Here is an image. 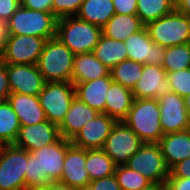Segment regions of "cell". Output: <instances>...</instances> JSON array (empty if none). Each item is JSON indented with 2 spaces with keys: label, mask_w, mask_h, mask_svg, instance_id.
<instances>
[{
  "label": "cell",
  "mask_w": 190,
  "mask_h": 190,
  "mask_svg": "<svg viewBox=\"0 0 190 190\" xmlns=\"http://www.w3.org/2000/svg\"><path fill=\"white\" fill-rule=\"evenodd\" d=\"M143 144L124 121H117L101 149L120 166L126 165Z\"/></svg>",
  "instance_id": "10"
},
{
  "label": "cell",
  "mask_w": 190,
  "mask_h": 190,
  "mask_svg": "<svg viewBox=\"0 0 190 190\" xmlns=\"http://www.w3.org/2000/svg\"><path fill=\"white\" fill-rule=\"evenodd\" d=\"M86 150L70 145L67 148L62 175L59 184L72 190H81L89 186L90 178L85 168Z\"/></svg>",
  "instance_id": "16"
},
{
  "label": "cell",
  "mask_w": 190,
  "mask_h": 190,
  "mask_svg": "<svg viewBox=\"0 0 190 190\" xmlns=\"http://www.w3.org/2000/svg\"><path fill=\"white\" fill-rule=\"evenodd\" d=\"M162 67L166 72L190 68V43L167 47Z\"/></svg>",
  "instance_id": "32"
},
{
  "label": "cell",
  "mask_w": 190,
  "mask_h": 190,
  "mask_svg": "<svg viewBox=\"0 0 190 190\" xmlns=\"http://www.w3.org/2000/svg\"><path fill=\"white\" fill-rule=\"evenodd\" d=\"M84 0H53L52 13L57 19L76 16Z\"/></svg>",
  "instance_id": "35"
},
{
  "label": "cell",
  "mask_w": 190,
  "mask_h": 190,
  "mask_svg": "<svg viewBox=\"0 0 190 190\" xmlns=\"http://www.w3.org/2000/svg\"><path fill=\"white\" fill-rule=\"evenodd\" d=\"M109 73L110 69L98 60L92 52L76 54L74 56L71 82L74 85L88 82L107 76Z\"/></svg>",
  "instance_id": "23"
},
{
  "label": "cell",
  "mask_w": 190,
  "mask_h": 190,
  "mask_svg": "<svg viewBox=\"0 0 190 190\" xmlns=\"http://www.w3.org/2000/svg\"><path fill=\"white\" fill-rule=\"evenodd\" d=\"M81 190H121L115 175L110 177L93 180L89 186Z\"/></svg>",
  "instance_id": "36"
},
{
  "label": "cell",
  "mask_w": 190,
  "mask_h": 190,
  "mask_svg": "<svg viewBox=\"0 0 190 190\" xmlns=\"http://www.w3.org/2000/svg\"><path fill=\"white\" fill-rule=\"evenodd\" d=\"M170 91L167 72L163 67L143 65V73L132 89L134 99H158Z\"/></svg>",
  "instance_id": "18"
},
{
  "label": "cell",
  "mask_w": 190,
  "mask_h": 190,
  "mask_svg": "<svg viewBox=\"0 0 190 190\" xmlns=\"http://www.w3.org/2000/svg\"><path fill=\"white\" fill-rule=\"evenodd\" d=\"M175 7L180 13L190 16V0H181Z\"/></svg>",
  "instance_id": "44"
},
{
  "label": "cell",
  "mask_w": 190,
  "mask_h": 190,
  "mask_svg": "<svg viewBox=\"0 0 190 190\" xmlns=\"http://www.w3.org/2000/svg\"><path fill=\"white\" fill-rule=\"evenodd\" d=\"M116 14L136 15L137 0H112Z\"/></svg>",
  "instance_id": "38"
},
{
  "label": "cell",
  "mask_w": 190,
  "mask_h": 190,
  "mask_svg": "<svg viewBox=\"0 0 190 190\" xmlns=\"http://www.w3.org/2000/svg\"><path fill=\"white\" fill-rule=\"evenodd\" d=\"M145 27L150 39L165 48L190 43V16L176 8Z\"/></svg>",
  "instance_id": "6"
},
{
  "label": "cell",
  "mask_w": 190,
  "mask_h": 190,
  "mask_svg": "<svg viewBox=\"0 0 190 190\" xmlns=\"http://www.w3.org/2000/svg\"><path fill=\"white\" fill-rule=\"evenodd\" d=\"M113 82L111 74L83 83H76V97L95 109L99 113H105L106 95Z\"/></svg>",
  "instance_id": "19"
},
{
  "label": "cell",
  "mask_w": 190,
  "mask_h": 190,
  "mask_svg": "<svg viewBox=\"0 0 190 190\" xmlns=\"http://www.w3.org/2000/svg\"><path fill=\"white\" fill-rule=\"evenodd\" d=\"M6 38H7L6 25L5 23L0 22V60L2 59L4 54Z\"/></svg>",
  "instance_id": "43"
},
{
  "label": "cell",
  "mask_w": 190,
  "mask_h": 190,
  "mask_svg": "<svg viewBox=\"0 0 190 190\" xmlns=\"http://www.w3.org/2000/svg\"><path fill=\"white\" fill-rule=\"evenodd\" d=\"M143 27L137 15L115 14L102 27V34L114 40L125 41Z\"/></svg>",
  "instance_id": "25"
},
{
  "label": "cell",
  "mask_w": 190,
  "mask_h": 190,
  "mask_svg": "<svg viewBox=\"0 0 190 190\" xmlns=\"http://www.w3.org/2000/svg\"><path fill=\"white\" fill-rule=\"evenodd\" d=\"M126 166L141 173L154 184H165L170 175L158 143H144Z\"/></svg>",
  "instance_id": "9"
},
{
  "label": "cell",
  "mask_w": 190,
  "mask_h": 190,
  "mask_svg": "<svg viewBox=\"0 0 190 190\" xmlns=\"http://www.w3.org/2000/svg\"><path fill=\"white\" fill-rule=\"evenodd\" d=\"M115 14L112 0H84L76 16L102 28Z\"/></svg>",
  "instance_id": "27"
},
{
  "label": "cell",
  "mask_w": 190,
  "mask_h": 190,
  "mask_svg": "<svg viewBox=\"0 0 190 190\" xmlns=\"http://www.w3.org/2000/svg\"><path fill=\"white\" fill-rule=\"evenodd\" d=\"M75 54L58 38L46 41L37 67L46 82H71Z\"/></svg>",
  "instance_id": "4"
},
{
  "label": "cell",
  "mask_w": 190,
  "mask_h": 190,
  "mask_svg": "<svg viewBox=\"0 0 190 190\" xmlns=\"http://www.w3.org/2000/svg\"><path fill=\"white\" fill-rule=\"evenodd\" d=\"M85 168L91 182L114 175L116 165L102 149H88Z\"/></svg>",
  "instance_id": "28"
},
{
  "label": "cell",
  "mask_w": 190,
  "mask_h": 190,
  "mask_svg": "<svg viewBox=\"0 0 190 190\" xmlns=\"http://www.w3.org/2000/svg\"><path fill=\"white\" fill-rule=\"evenodd\" d=\"M160 123L163 134L190 129V117L186 110L184 98L169 91L158 98Z\"/></svg>",
  "instance_id": "12"
},
{
  "label": "cell",
  "mask_w": 190,
  "mask_h": 190,
  "mask_svg": "<svg viewBox=\"0 0 190 190\" xmlns=\"http://www.w3.org/2000/svg\"><path fill=\"white\" fill-rule=\"evenodd\" d=\"M165 190H190V178L168 177Z\"/></svg>",
  "instance_id": "42"
},
{
  "label": "cell",
  "mask_w": 190,
  "mask_h": 190,
  "mask_svg": "<svg viewBox=\"0 0 190 190\" xmlns=\"http://www.w3.org/2000/svg\"><path fill=\"white\" fill-rule=\"evenodd\" d=\"M129 60L143 64L163 66L165 47L155 44L144 26L140 31L132 34L125 41Z\"/></svg>",
  "instance_id": "13"
},
{
  "label": "cell",
  "mask_w": 190,
  "mask_h": 190,
  "mask_svg": "<svg viewBox=\"0 0 190 190\" xmlns=\"http://www.w3.org/2000/svg\"><path fill=\"white\" fill-rule=\"evenodd\" d=\"M116 122L108 114L98 113L81 128L71 144L85 150L101 149Z\"/></svg>",
  "instance_id": "15"
},
{
  "label": "cell",
  "mask_w": 190,
  "mask_h": 190,
  "mask_svg": "<svg viewBox=\"0 0 190 190\" xmlns=\"http://www.w3.org/2000/svg\"><path fill=\"white\" fill-rule=\"evenodd\" d=\"M20 4V0H0V22L6 23Z\"/></svg>",
  "instance_id": "37"
},
{
  "label": "cell",
  "mask_w": 190,
  "mask_h": 190,
  "mask_svg": "<svg viewBox=\"0 0 190 190\" xmlns=\"http://www.w3.org/2000/svg\"><path fill=\"white\" fill-rule=\"evenodd\" d=\"M75 97L72 82H46L38 95L46 119L57 126L63 121Z\"/></svg>",
  "instance_id": "7"
},
{
  "label": "cell",
  "mask_w": 190,
  "mask_h": 190,
  "mask_svg": "<svg viewBox=\"0 0 190 190\" xmlns=\"http://www.w3.org/2000/svg\"><path fill=\"white\" fill-rule=\"evenodd\" d=\"M102 36V28L77 16L57 19L56 38L75 55L92 52Z\"/></svg>",
  "instance_id": "2"
},
{
  "label": "cell",
  "mask_w": 190,
  "mask_h": 190,
  "mask_svg": "<svg viewBox=\"0 0 190 190\" xmlns=\"http://www.w3.org/2000/svg\"><path fill=\"white\" fill-rule=\"evenodd\" d=\"M28 151L13 144L0 149V190H26Z\"/></svg>",
  "instance_id": "8"
},
{
  "label": "cell",
  "mask_w": 190,
  "mask_h": 190,
  "mask_svg": "<svg viewBox=\"0 0 190 190\" xmlns=\"http://www.w3.org/2000/svg\"><path fill=\"white\" fill-rule=\"evenodd\" d=\"M143 63L133 60H124L110 70L113 82L133 89L143 73Z\"/></svg>",
  "instance_id": "31"
},
{
  "label": "cell",
  "mask_w": 190,
  "mask_h": 190,
  "mask_svg": "<svg viewBox=\"0 0 190 190\" xmlns=\"http://www.w3.org/2000/svg\"><path fill=\"white\" fill-rule=\"evenodd\" d=\"M184 103H185L186 110L190 117V95H188L184 98Z\"/></svg>",
  "instance_id": "47"
},
{
  "label": "cell",
  "mask_w": 190,
  "mask_h": 190,
  "mask_svg": "<svg viewBox=\"0 0 190 190\" xmlns=\"http://www.w3.org/2000/svg\"><path fill=\"white\" fill-rule=\"evenodd\" d=\"M56 24L52 12L30 10L21 4L5 23L7 35H31L46 40L56 37Z\"/></svg>",
  "instance_id": "5"
},
{
  "label": "cell",
  "mask_w": 190,
  "mask_h": 190,
  "mask_svg": "<svg viewBox=\"0 0 190 190\" xmlns=\"http://www.w3.org/2000/svg\"><path fill=\"white\" fill-rule=\"evenodd\" d=\"M99 112L80 101L77 97L72 101L63 121L58 126L62 138L72 140L81 128Z\"/></svg>",
  "instance_id": "21"
},
{
  "label": "cell",
  "mask_w": 190,
  "mask_h": 190,
  "mask_svg": "<svg viewBox=\"0 0 190 190\" xmlns=\"http://www.w3.org/2000/svg\"><path fill=\"white\" fill-rule=\"evenodd\" d=\"M7 100L16 113L21 126L34 125L47 121L38 96L11 93Z\"/></svg>",
  "instance_id": "22"
},
{
  "label": "cell",
  "mask_w": 190,
  "mask_h": 190,
  "mask_svg": "<svg viewBox=\"0 0 190 190\" xmlns=\"http://www.w3.org/2000/svg\"><path fill=\"white\" fill-rule=\"evenodd\" d=\"M11 93L38 96L46 83L37 65L7 64Z\"/></svg>",
  "instance_id": "14"
},
{
  "label": "cell",
  "mask_w": 190,
  "mask_h": 190,
  "mask_svg": "<svg viewBox=\"0 0 190 190\" xmlns=\"http://www.w3.org/2000/svg\"><path fill=\"white\" fill-rule=\"evenodd\" d=\"M169 177L190 178V157L174 165L170 169Z\"/></svg>",
  "instance_id": "41"
},
{
  "label": "cell",
  "mask_w": 190,
  "mask_h": 190,
  "mask_svg": "<svg viewBox=\"0 0 190 190\" xmlns=\"http://www.w3.org/2000/svg\"><path fill=\"white\" fill-rule=\"evenodd\" d=\"M92 53L110 70L128 59L125 42L114 40L103 34Z\"/></svg>",
  "instance_id": "26"
},
{
  "label": "cell",
  "mask_w": 190,
  "mask_h": 190,
  "mask_svg": "<svg viewBox=\"0 0 190 190\" xmlns=\"http://www.w3.org/2000/svg\"><path fill=\"white\" fill-rule=\"evenodd\" d=\"M181 0H171V2L176 6Z\"/></svg>",
  "instance_id": "48"
},
{
  "label": "cell",
  "mask_w": 190,
  "mask_h": 190,
  "mask_svg": "<svg viewBox=\"0 0 190 190\" xmlns=\"http://www.w3.org/2000/svg\"><path fill=\"white\" fill-rule=\"evenodd\" d=\"M39 190H72V189H69L68 187L61 185L59 183H52Z\"/></svg>",
  "instance_id": "45"
},
{
  "label": "cell",
  "mask_w": 190,
  "mask_h": 190,
  "mask_svg": "<svg viewBox=\"0 0 190 190\" xmlns=\"http://www.w3.org/2000/svg\"><path fill=\"white\" fill-rule=\"evenodd\" d=\"M20 121L8 100L0 102V143L2 145L14 144Z\"/></svg>",
  "instance_id": "29"
},
{
  "label": "cell",
  "mask_w": 190,
  "mask_h": 190,
  "mask_svg": "<svg viewBox=\"0 0 190 190\" xmlns=\"http://www.w3.org/2000/svg\"><path fill=\"white\" fill-rule=\"evenodd\" d=\"M170 91L185 98L190 95V68L167 72Z\"/></svg>",
  "instance_id": "34"
},
{
  "label": "cell",
  "mask_w": 190,
  "mask_h": 190,
  "mask_svg": "<svg viewBox=\"0 0 190 190\" xmlns=\"http://www.w3.org/2000/svg\"><path fill=\"white\" fill-rule=\"evenodd\" d=\"M114 175L121 190H140L151 184L145 176L126 165L116 166Z\"/></svg>",
  "instance_id": "33"
},
{
  "label": "cell",
  "mask_w": 190,
  "mask_h": 190,
  "mask_svg": "<svg viewBox=\"0 0 190 190\" xmlns=\"http://www.w3.org/2000/svg\"><path fill=\"white\" fill-rule=\"evenodd\" d=\"M53 0H20L21 5L30 10L52 12Z\"/></svg>",
  "instance_id": "40"
},
{
  "label": "cell",
  "mask_w": 190,
  "mask_h": 190,
  "mask_svg": "<svg viewBox=\"0 0 190 190\" xmlns=\"http://www.w3.org/2000/svg\"><path fill=\"white\" fill-rule=\"evenodd\" d=\"M169 169L190 157V129L164 134L158 142Z\"/></svg>",
  "instance_id": "20"
},
{
  "label": "cell",
  "mask_w": 190,
  "mask_h": 190,
  "mask_svg": "<svg viewBox=\"0 0 190 190\" xmlns=\"http://www.w3.org/2000/svg\"><path fill=\"white\" fill-rule=\"evenodd\" d=\"M60 138L59 127L47 120L34 125L21 126L13 145L31 153L57 142Z\"/></svg>",
  "instance_id": "17"
},
{
  "label": "cell",
  "mask_w": 190,
  "mask_h": 190,
  "mask_svg": "<svg viewBox=\"0 0 190 190\" xmlns=\"http://www.w3.org/2000/svg\"><path fill=\"white\" fill-rule=\"evenodd\" d=\"M140 190H165V184H154L151 183L149 186Z\"/></svg>",
  "instance_id": "46"
},
{
  "label": "cell",
  "mask_w": 190,
  "mask_h": 190,
  "mask_svg": "<svg viewBox=\"0 0 190 190\" xmlns=\"http://www.w3.org/2000/svg\"><path fill=\"white\" fill-rule=\"evenodd\" d=\"M46 41L31 35H7L1 60L6 64L36 65Z\"/></svg>",
  "instance_id": "11"
},
{
  "label": "cell",
  "mask_w": 190,
  "mask_h": 190,
  "mask_svg": "<svg viewBox=\"0 0 190 190\" xmlns=\"http://www.w3.org/2000/svg\"><path fill=\"white\" fill-rule=\"evenodd\" d=\"M11 94L8 81L7 64L0 60V102L6 101Z\"/></svg>",
  "instance_id": "39"
},
{
  "label": "cell",
  "mask_w": 190,
  "mask_h": 190,
  "mask_svg": "<svg viewBox=\"0 0 190 190\" xmlns=\"http://www.w3.org/2000/svg\"><path fill=\"white\" fill-rule=\"evenodd\" d=\"M71 141L60 138L34 152H28L27 171H25L26 190H39L49 184L59 183L65 154Z\"/></svg>",
  "instance_id": "1"
},
{
  "label": "cell",
  "mask_w": 190,
  "mask_h": 190,
  "mask_svg": "<svg viewBox=\"0 0 190 190\" xmlns=\"http://www.w3.org/2000/svg\"><path fill=\"white\" fill-rule=\"evenodd\" d=\"M158 99H134L123 120L144 143H158L164 135Z\"/></svg>",
  "instance_id": "3"
},
{
  "label": "cell",
  "mask_w": 190,
  "mask_h": 190,
  "mask_svg": "<svg viewBox=\"0 0 190 190\" xmlns=\"http://www.w3.org/2000/svg\"><path fill=\"white\" fill-rule=\"evenodd\" d=\"M171 0H137V13L144 26L175 9Z\"/></svg>",
  "instance_id": "30"
},
{
  "label": "cell",
  "mask_w": 190,
  "mask_h": 190,
  "mask_svg": "<svg viewBox=\"0 0 190 190\" xmlns=\"http://www.w3.org/2000/svg\"><path fill=\"white\" fill-rule=\"evenodd\" d=\"M105 100V114L116 121H123L132 107L134 97L131 89L112 82Z\"/></svg>",
  "instance_id": "24"
}]
</instances>
